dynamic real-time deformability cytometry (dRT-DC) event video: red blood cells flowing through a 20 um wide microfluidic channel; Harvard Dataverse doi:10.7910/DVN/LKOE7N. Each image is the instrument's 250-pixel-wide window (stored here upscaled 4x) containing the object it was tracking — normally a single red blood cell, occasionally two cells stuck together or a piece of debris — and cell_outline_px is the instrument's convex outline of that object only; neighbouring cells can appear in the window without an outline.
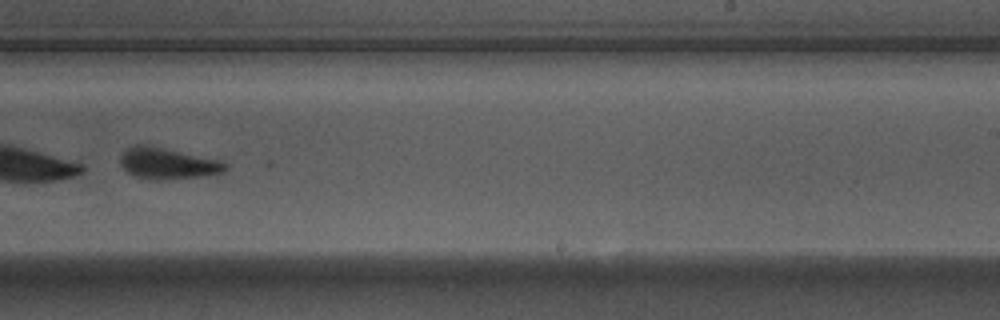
{"species": "Egyptian fruit bat (a non-hibernating species)", "species_latin": "Rousettus aegyptiacus", "temperature_condition": "warm", "stored_images_in_passage": 55, "segment_of_instrument_passage": [2, 2], "camera_frame_rate_fps": 3000, "um_per_image_px": 0.085, "animal": {"sex": "male"}, "frame": {"image": 1, "passage_image": 35, "time_ms": 11.333, "image_size_px": [1000, 320], "cell_outline_px": [[228, 168], [224, 172], [208, 176], [160, 180], [152, 180], [136, 176], [128, 172], [120, 164], [120, 156], [128, 148], [136, 144], [148, 144], [220, 160], [228, 164]], "centroid_in_image_um": [14.28, 13.89], "position_along_channel_um": 274.7, "area_um2": 19.36}}